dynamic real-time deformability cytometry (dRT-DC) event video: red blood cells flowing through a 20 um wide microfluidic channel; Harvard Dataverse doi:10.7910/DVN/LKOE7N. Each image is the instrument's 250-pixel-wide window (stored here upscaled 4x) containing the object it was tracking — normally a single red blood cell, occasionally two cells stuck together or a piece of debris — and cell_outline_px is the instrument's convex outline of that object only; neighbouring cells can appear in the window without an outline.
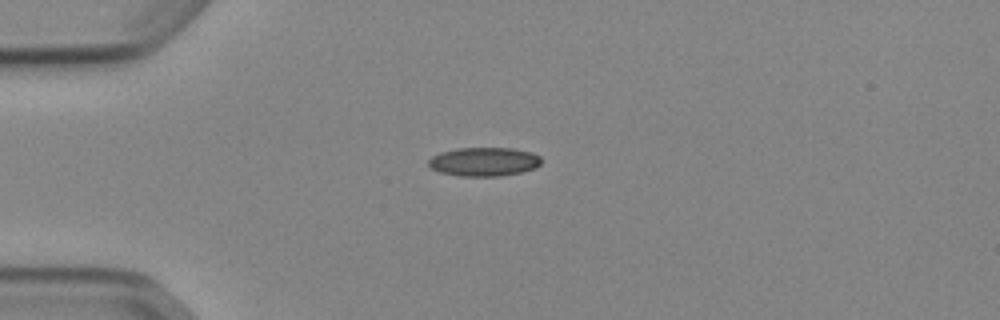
{"species": "Egyptian fruit bat (a non-hibernating species)", "species_latin": "Rousettus aegyptiacus", "temperature_condition": "cold", "stored_images_in_passage": 40, "camera_frame_rate_fps": 3000, "um_per_image_px": 0.085, "animal": {"sex": "female"}, "frame": {"image": 1, "passage_image": 1, "time_ms": 0.0, "image_size_px": [1000, 320], "cell_outline_px": [[540, 164], [536, 168], [520, 172], [500, 176], [460, 176], [440, 172], [432, 168], [428, 164], [428, 160], [432, 156], [440, 152], [460, 148], [512, 148], [532, 152], [540, 156]], "centroid_in_image_um": [41.14, 13.74], "position_along_channel_um": 43.9, "area_um2": 18.9}}
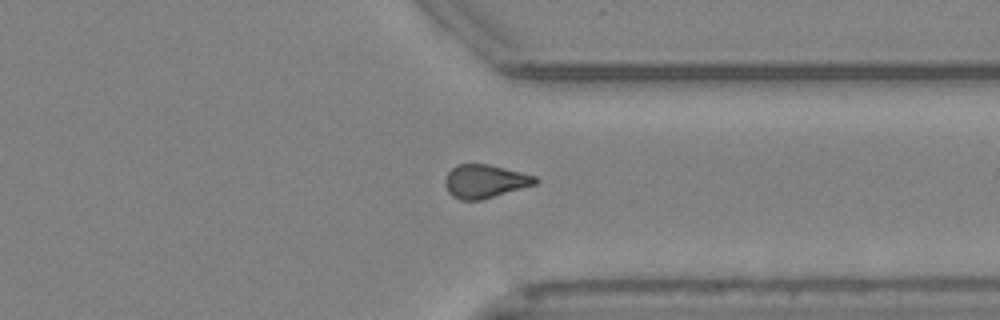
{"frame": {"image": 2, "passage_image": 28, "time_ms": 9.0, "image_size_px": [1000, 320], "cell_outline_px": [[540, 180], [536, 184], [480, 200], [460, 200], [452, 196], [448, 192], [444, 184], [444, 180], [448, 172], [456, 164], [488, 164], [536, 176]], "centroid_in_image_um": [41.19, 15.41], "position_along_channel_um": 370.2, "area_um2": 17.51}}
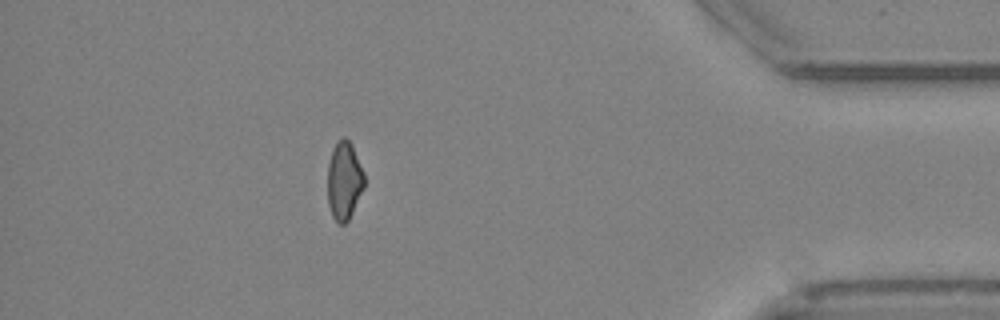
{"frame": {"image": 3, "passage_image": 34, "time_ms": 11.0, "image_size_px": [1000, 320], "cell_outline_px": [[364, 188], [348, 220], [344, 224], [340, 224], [332, 216], [328, 204], [328, 164], [332, 148], [336, 140], [344, 136], [352, 144], [364, 172]], "centroid_in_image_um": [29.25, 15.31], "position_along_channel_um": 406.0, "area_um2": 16.82}, "authors_computed_cell_mechanics": {"area_um2": 17.918, "velocity_mm_per_s": 3.9077, "shape_relaxation_time_tau1_ms": null, "shape_relaxation_time_tau2_ms": 3.7864, "deformation_change_tau1": null, "deformation_change_tau2": 0.0817}}